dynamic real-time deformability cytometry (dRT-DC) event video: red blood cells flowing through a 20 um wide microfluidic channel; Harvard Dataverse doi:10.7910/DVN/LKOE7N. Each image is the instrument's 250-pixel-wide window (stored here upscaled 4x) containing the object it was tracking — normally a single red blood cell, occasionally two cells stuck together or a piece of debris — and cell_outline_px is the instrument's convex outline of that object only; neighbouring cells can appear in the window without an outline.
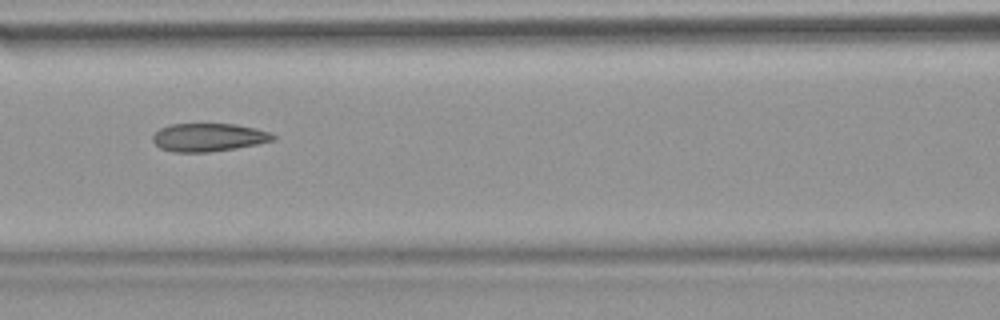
{"species": "common noctule bat (a hibernating species)", "species_latin": "Nyctalus noctula", "temperature_condition": "warm", "stored_images_in_passage": 52, "camera_frame_rate_fps": 3000, "um_per_image_px": 0.085, "animal": {"sex": "female", "body_mass_g": 18.4}, "frame": {"image": 1, "passage_image": 23, "time_ms": 7.333, "image_size_px": [1000, 320], "cell_outline_px": [[276, 140], [236, 148], [208, 152], [172, 152], [160, 148], [152, 140], [152, 136], [160, 128], [168, 124], [236, 124], [256, 128], [268, 132], [276, 136]], "centroid_in_image_um": [17.72, 11.67], "position_along_channel_um": 148.9, "area_um2": 19.77}, "authors_computed_cell_mechanics": {"area_um2": 21.2704, "velocity_mm_per_s": 3.8232, "shape_relaxation_time_tau1_ms": null, "shape_relaxation_time_tau2_ms": 2.4341, "deformation_change_tau1": null, "deformation_change_tau2": 0.1081}}